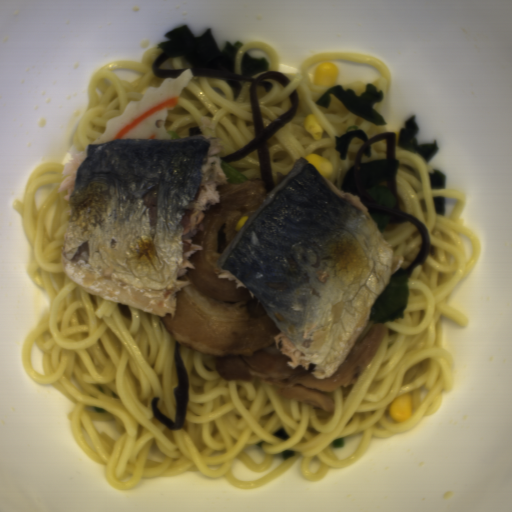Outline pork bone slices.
Returning a JSON list of instances; mask_svg holds the SVG:
<instances>
[{
    "label": "pork bone slices",
    "mask_w": 512,
    "mask_h": 512,
    "mask_svg": "<svg viewBox=\"0 0 512 512\" xmlns=\"http://www.w3.org/2000/svg\"><path fill=\"white\" fill-rule=\"evenodd\" d=\"M221 202L204 212L192 243L203 250L190 256L195 266L179 279L176 312L159 317L176 343L211 356L221 380L253 381L273 387L283 399L313 406L322 418L333 408L336 389L350 388L370 362L385 328L373 325L358 336L337 371L324 378L315 365L292 369L277 348L279 329L259 300L235 280L218 277L215 263L269 195L259 179L225 182L216 188Z\"/></svg>",
    "instance_id": "1"
}]
</instances>
